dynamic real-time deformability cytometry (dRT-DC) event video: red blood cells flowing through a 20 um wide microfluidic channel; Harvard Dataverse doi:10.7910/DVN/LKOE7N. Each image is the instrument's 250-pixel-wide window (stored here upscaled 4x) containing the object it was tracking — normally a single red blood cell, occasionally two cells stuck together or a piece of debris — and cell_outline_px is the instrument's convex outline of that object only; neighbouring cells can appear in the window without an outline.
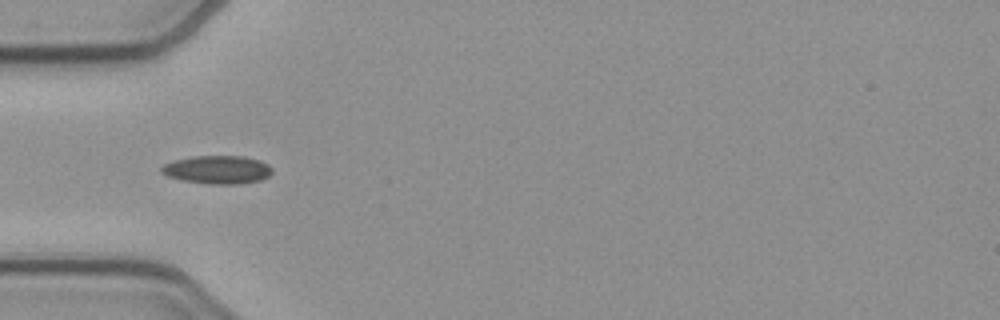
{"species": "common noctule bat (a hibernating species)", "species_latin": "Nyctalus noctula", "temperature_condition": "cold", "stored_images_in_passage": 11, "camera_frame_rate_fps": 3000, "um_per_image_px": 0.085, "animal": {"sex": "female", "body_mass_g": 21.9}, "frame": {"image": 1, "passage_image": 4, "time_ms": 1.0, "image_size_px": [1000, 320], "cell_outline_px": [[272, 172], [268, 176], [260, 180], [236, 184], [208, 184], [184, 180], [168, 176], [160, 172], [160, 168], [164, 164], [172, 160], [192, 156], [244, 156], [260, 160], [268, 164], [272, 168]], "centroid_in_image_um": [18.47, 14.41], "position_along_channel_um": 66.5, "area_um2": 18.26}}